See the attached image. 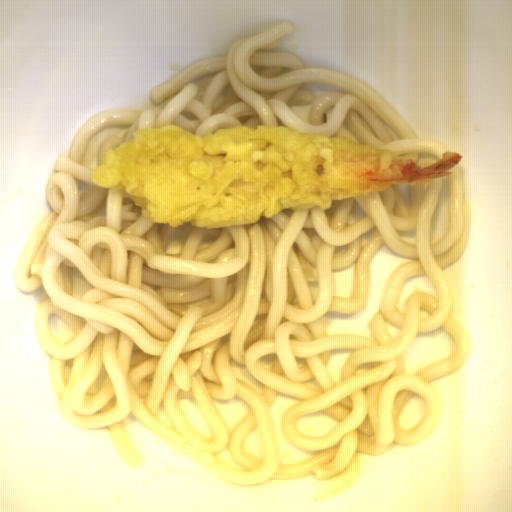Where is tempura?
<instances>
[{
    "mask_svg": "<svg viewBox=\"0 0 512 512\" xmlns=\"http://www.w3.org/2000/svg\"><path fill=\"white\" fill-rule=\"evenodd\" d=\"M464 156L438 160L360 144L347 136L257 124L195 135L162 124L132 132L103 152L91 181L127 195L152 223L224 229L271 219L284 209L328 210L392 185H429L451 175Z\"/></svg>",
    "mask_w": 512,
    "mask_h": 512,
    "instance_id": "1",
    "label": "tempura"
}]
</instances>
